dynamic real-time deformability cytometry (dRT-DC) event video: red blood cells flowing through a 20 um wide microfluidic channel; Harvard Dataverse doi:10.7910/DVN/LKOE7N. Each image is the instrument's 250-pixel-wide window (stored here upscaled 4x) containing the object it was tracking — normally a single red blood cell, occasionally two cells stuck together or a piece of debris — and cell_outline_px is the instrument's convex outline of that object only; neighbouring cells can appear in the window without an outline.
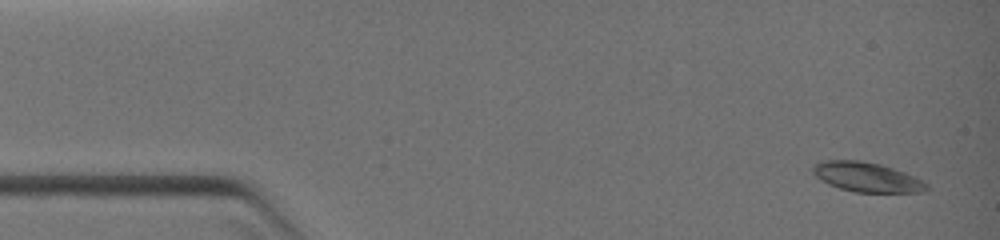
{"species": "common noctule bat (a hibernating species)", "species_latin": "Nyctalus noctula", "temperature_condition": "warm", "stored_images_in_passage": 16, "camera_frame_rate_fps": 3000, "um_per_image_px": 0.085, "animal": {"sex": "female", "body_mass_g": 19.0, "forearm_length_mm": 51.5}, "frame": {"image": 1, "passage_image": 1, "time_ms": 0.0, "image_size_px": [1000, 240], "cell_outline_px": [[928, 188], [924, 192], [856, 192], [840, 188], [828, 184], [820, 180], [812, 172], [812, 168], [820, 160], [860, 160], [880, 164], [904, 172], [928, 184]], "centroid_in_image_um": [73.64, 15.05], "position_along_channel_um": 11.4, "area_um2": 19.48}}